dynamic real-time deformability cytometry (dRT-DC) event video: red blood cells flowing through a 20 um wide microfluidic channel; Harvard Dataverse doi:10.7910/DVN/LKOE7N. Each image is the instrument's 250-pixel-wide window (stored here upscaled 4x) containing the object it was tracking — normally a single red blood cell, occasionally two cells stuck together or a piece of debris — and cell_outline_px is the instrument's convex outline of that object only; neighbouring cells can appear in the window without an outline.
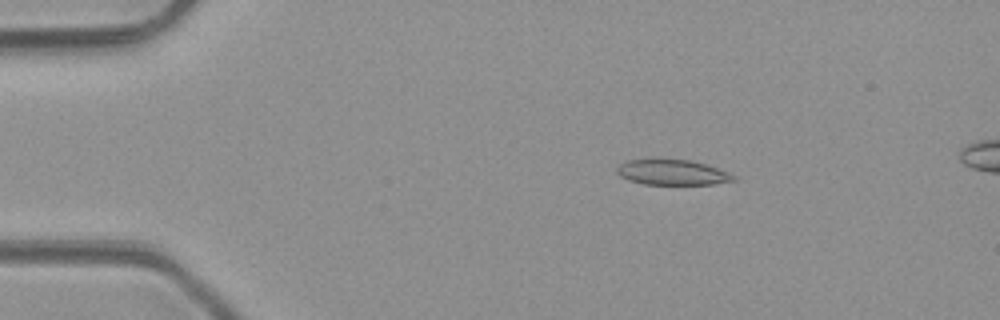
{"species": "common noctule bat (a hibernating species)", "species_latin": "Nyctalus noctula", "temperature_condition": "room temperature", "stored_images_in_passage": 4, "camera_frame_rate_fps": 3000, "um_per_image_px": 0.085, "animal": {"sex": "male", "body_mass_g": 23.1, "forearm_length_mm": 52.7}, "frame": {"image": 1, "passage_image": 2, "time_ms": 1.0, "image_size_px": [1000, 320], "cell_outline_px": [[736, 180], [712, 184], [644, 184], [628, 180], [620, 176], [616, 172], [616, 168], [620, 164], [628, 160], [652, 156], [688, 160], [704, 164], [728, 172], [736, 176]], "centroid_in_image_um": [57.06, 14.61], "position_along_channel_um": 27.9, "area_um2": 17.74}}